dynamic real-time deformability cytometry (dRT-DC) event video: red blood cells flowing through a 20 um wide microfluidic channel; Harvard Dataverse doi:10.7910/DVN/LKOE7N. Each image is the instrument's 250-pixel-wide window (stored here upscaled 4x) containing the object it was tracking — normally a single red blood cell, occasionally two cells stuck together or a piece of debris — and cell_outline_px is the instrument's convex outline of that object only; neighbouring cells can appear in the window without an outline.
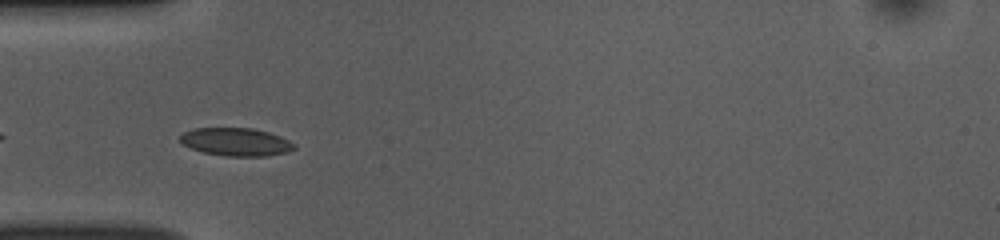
{"species": "common noctule bat (a hibernating species)", "species_latin": "Nyctalus noctula", "temperature_condition": "room temperature", "stored_images_in_passage": 27, "camera_frame_rate_fps": 3000, "um_per_image_px": 0.085, "animal": {"sex": "female", "body_mass_g": 10.0, "forearm_length_mm": 53.1}, "frame": {"image": 1, "passage_image": 3, "time_ms": 0.667, "image_size_px": [1000, 240], "cell_outline_px": [[296, 148], [288, 152], [268, 156], [224, 156], [204, 152], [192, 148], [184, 144], [180, 140], [180, 136], [184, 132], [196, 128], [252, 128], [268, 132], [280, 136], [296, 144]], "centroid_in_image_um": [20.1, 12.06], "position_along_channel_um": 64.9, "area_um2": 18.55}}
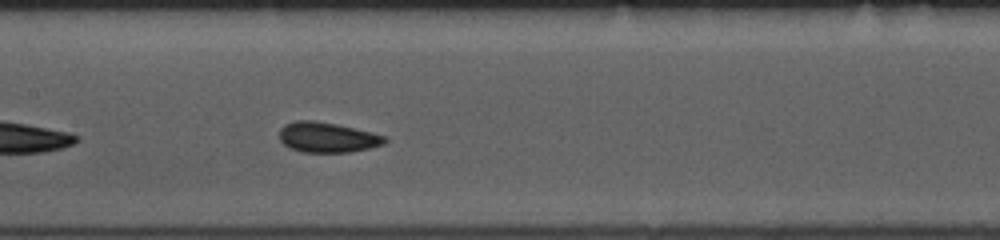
{"frame": {"image": 2, "passage_image": 12, "time_ms": 3.667, "image_size_px": [1000, 240], "cell_outline_px": [[388, 140], [384, 144], [368, 148], [348, 152], [300, 152], [284, 144], [280, 140], [280, 128], [284, 124], [296, 120], [312, 120], [336, 124], [384, 136]], "centroid_in_image_um": [27.78, 11.67], "position_along_channel_um": 179.6, "area_um2": 18.26}}
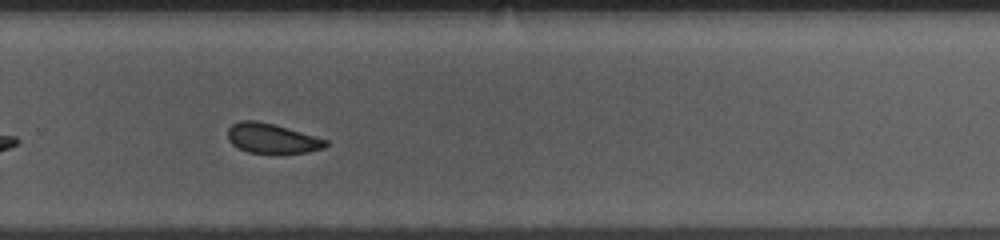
{"frame": {"image": 3, "passage_image": 22, "time_ms": 7.0, "image_size_px": [1000, 240], "cell_outline_px": [[328, 144], [324, 148], [308, 152], [248, 152], [232, 144], [228, 140], [228, 128], [232, 124], [240, 120], [256, 120], [288, 128], [328, 140]], "centroid_in_image_um": [23.1, 11.74], "position_along_channel_um": 306.7, "area_um2": 16.7}, "authors_computed_cell_mechanics": {"area_um2": 18.207, "velocity_mm_per_s": 3.8279, "shape_relaxation_time_tau1_ms": null, "shape_relaxation_time_tau2_ms": 1.7849, "deformation_change_tau1": null, "deformation_change_tau2": 0.0688}}